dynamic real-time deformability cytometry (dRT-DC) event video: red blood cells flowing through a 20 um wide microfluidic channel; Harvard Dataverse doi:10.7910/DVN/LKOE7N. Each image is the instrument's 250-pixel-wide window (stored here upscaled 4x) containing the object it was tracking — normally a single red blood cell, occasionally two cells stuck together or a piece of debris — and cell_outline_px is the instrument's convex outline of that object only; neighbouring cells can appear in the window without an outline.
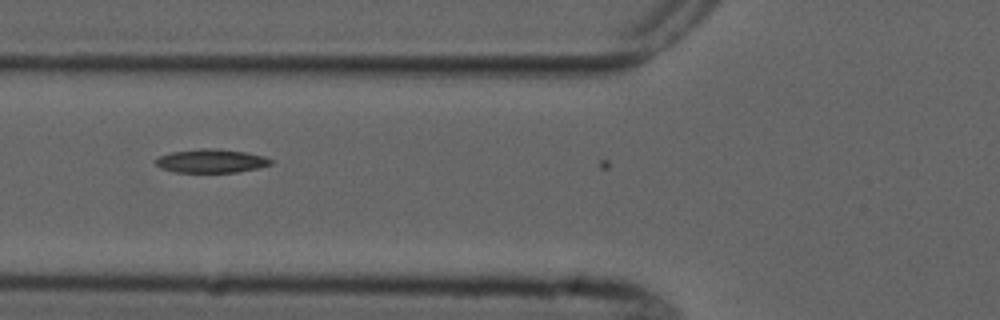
{"species": "common noctule bat (a hibernating species)", "species_latin": "Nyctalus noctula", "temperature_condition": "cold", "stored_images_in_passage": 3, "camera_frame_rate_fps": 3000, "um_per_image_px": 0.085, "animal": {"sex": "male", "forearm_length_mm": 52.5}, "frame": {"image": 1, "passage_image": 3, "time_ms": 2.333, "image_size_px": [1000, 320], "cell_outline_px": [[272, 164], [260, 168], [236, 172], [176, 172], [160, 168], [152, 160], [160, 156], [172, 152], [200, 148], [216, 148], [244, 152], [264, 156], [272, 160]], "centroid_in_image_um": [17.94, 13.68], "position_along_channel_um": 107.9, "area_um2": 15.9}}